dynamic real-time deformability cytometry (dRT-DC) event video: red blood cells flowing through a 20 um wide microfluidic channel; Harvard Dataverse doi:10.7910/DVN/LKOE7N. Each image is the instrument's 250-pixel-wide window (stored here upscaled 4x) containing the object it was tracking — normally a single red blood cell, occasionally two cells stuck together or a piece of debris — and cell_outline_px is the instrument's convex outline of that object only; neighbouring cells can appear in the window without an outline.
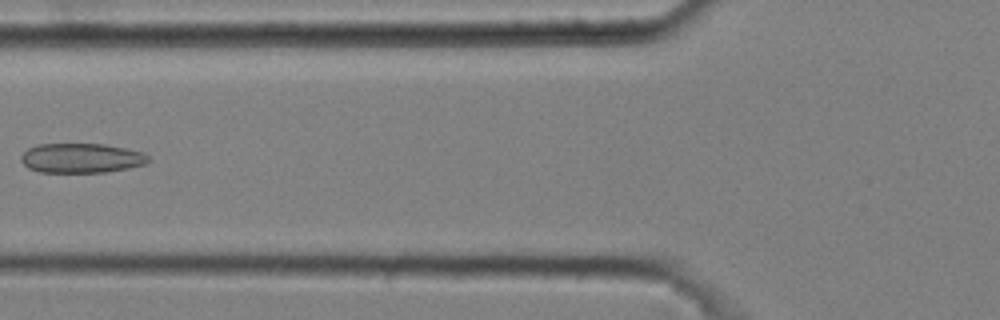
{"species": "common noctule bat (a hibernating species)", "species_latin": "Nyctalus noctula", "temperature_condition": "cold", "stored_images_in_passage": 6, "camera_frame_rate_fps": 3000, "um_per_image_px": 0.085, "animal": {"sex": "male", "body_mass_g": 20.4}, "frame": {"image": 1, "passage_image": 5, "time_ms": 1.333, "image_size_px": [1000, 320], "cell_outline_px": [[152, 160], [148, 164], [128, 168], [104, 172], [40, 172], [28, 168], [20, 160], [20, 156], [28, 148], [40, 144], [104, 144], [144, 152]], "centroid_in_image_um": [6.95, 13.44], "position_along_channel_um": 118.9, "area_um2": 22.08}}
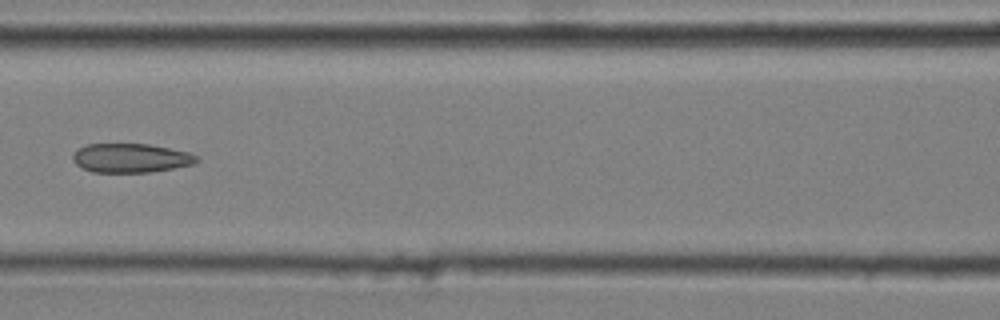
{"frame": {"image": 2, "passage_image": 6, "time_ms": 1.667, "image_size_px": [1000, 320], "cell_outline_px": [[200, 160], [196, 164], [148, 172], [92, 172], [76, 164], [72, 160], [72, 156], [84, 144], [148, 144], [188, 152], [196, 156]], "centroid_in_image_um": [11.12, 13.43], "position_along_channel_um": 155.5, "area_um2": 20.81}}